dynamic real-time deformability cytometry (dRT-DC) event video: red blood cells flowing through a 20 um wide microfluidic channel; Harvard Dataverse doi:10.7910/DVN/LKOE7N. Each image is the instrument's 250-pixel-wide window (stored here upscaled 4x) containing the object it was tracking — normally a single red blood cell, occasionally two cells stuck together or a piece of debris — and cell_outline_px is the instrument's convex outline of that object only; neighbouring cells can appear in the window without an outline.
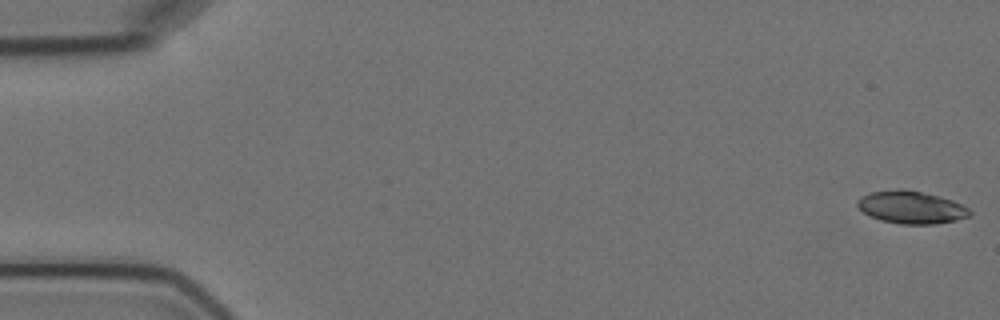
{"species": "Egyptian fruit bat (a non-hibernating species)", "species_latin": "Rousettus aegyptiacus", "temperature_condition": "cold", "stored_images_in_passage": 6, "segment_of_instrument_passage": [1, 2], "camera_frame_rate_fps": 3000, "um_per_image_px": 0.085, "animal": {"sex": "female"}, "frame": {"image": 1, "passage_image": 1, "time_ms": 0.0, "image_size_px": [1000, 320], "cell_outline_px": [[972, 216], [956, 220], [936, 224], [900, 224], [880, 220], [868, 216], [856, 204], [856, 200], [860, 196], [872, 192], [920, 192], [940, 196], [952, 200], [968, 208], [972, 212]], "centroid_in_image_um": [77.48, 17.67], "position_along_channel_um": 7.5, "area_um2": 20.75}}
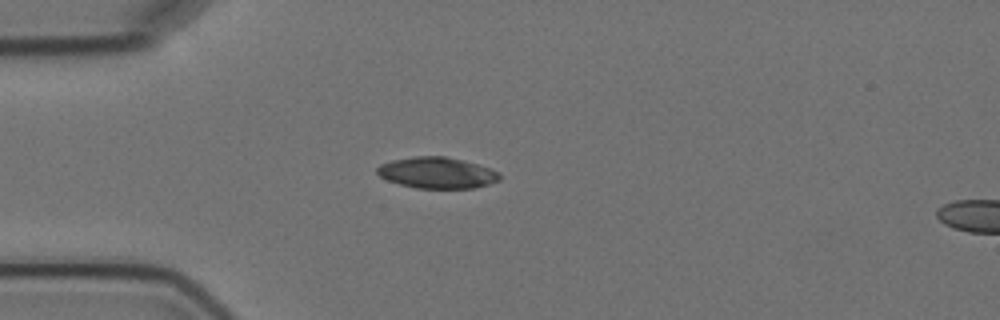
{"frame": {"image": 2, "passage_image": 5, "time_ms": 4.667, "image_size_px": [1000, 320], "cell_outline_px": [[500, 180], [476, 188], [416, 188], [400, 184], [388, 180], [380, 176], [376, 172], [376, 168], [380, 164], [392, 160], [416, 156], [444, 156], [476, 164], [500, 172]], "centroid_in_image_um": [37.13, 14.69], "position_along_channel_um": 47.9, "area_um2": 22.08}}